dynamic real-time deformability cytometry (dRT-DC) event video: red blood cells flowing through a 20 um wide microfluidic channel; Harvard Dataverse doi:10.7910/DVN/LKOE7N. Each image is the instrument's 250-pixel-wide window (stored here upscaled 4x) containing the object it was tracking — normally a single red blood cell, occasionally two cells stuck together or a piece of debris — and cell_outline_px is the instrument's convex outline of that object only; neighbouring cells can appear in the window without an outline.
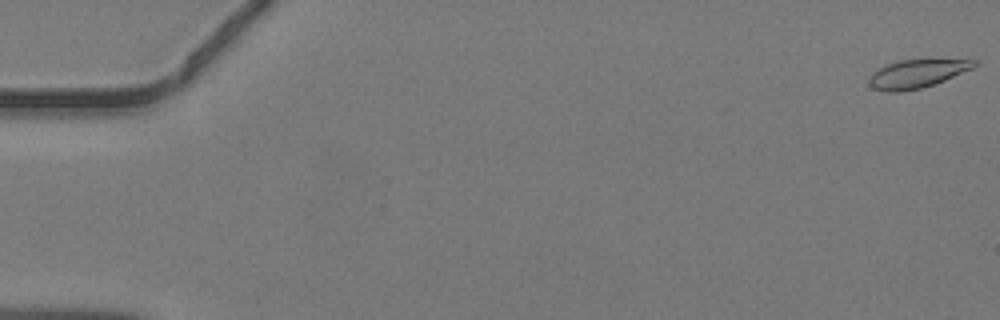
{"species": "common noctule bat (a hibernating species)", "species_latin": "Nyctalus noctula", "temperature_condition": "warm", "stored_images_in_passage": 11, "camera_frame_rate_fps": 3000, "um_per_image_px": 0.085, "animal": {"sex": "male", "body_mass_g": 19.2, "forearm_length_mm": 51.8}, "frame": {"image": 1, "passage_image": 1, "time_ms": 0.0, "image_size_px": [1000, 320], "cell_outline_px": [[976, 64], [972, 68], [944, 80], [920, 88], [900, 92], [884, 92], [872, 88], [868, 84], [868, 80], [872, 72], [888, 64], [900, 60], [976, 60]], "centroid_in_image_um": [77.85, 6.29], "position_along_channel_um": 7.1, "area_um2": 16.99}}